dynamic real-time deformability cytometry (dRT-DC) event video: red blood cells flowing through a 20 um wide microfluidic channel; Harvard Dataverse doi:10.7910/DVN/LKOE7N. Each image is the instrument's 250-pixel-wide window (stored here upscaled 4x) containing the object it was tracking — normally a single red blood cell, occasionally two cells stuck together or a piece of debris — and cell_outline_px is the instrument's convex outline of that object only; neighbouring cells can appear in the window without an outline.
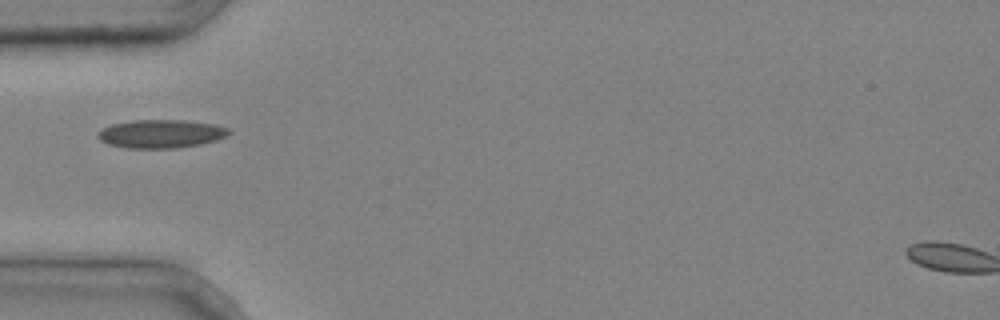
{"species": "common noctule bat (a hibernating species)", "species_latin": "Nyctalus noctula", "temperature_condition": "cold", "stored_images_in_passage": 5, "camera_frame_rate_fps": 3000, "um_per_image_px": 0.085, "animal": {"sex": "male", "body_mass_g": 20.4}, "frame": {"image": 1, "passage_image": 5, "time_ms": 1.333, "image_size_px": [1000, 320], "cell_outline_px": [[232, 132], [228, 136], [216, 140], [200, 144], [176, 148], [128, 148], [108, 144], [100, 140], [96, 136], [104, 128], [112, 124], [132, 120], [184, 120], [216, 124], [228, 128]], "centroid_in_image_um": [13.72, 11.37], "position_along_channel_um": 71.3, "area_um2": 21.68}}